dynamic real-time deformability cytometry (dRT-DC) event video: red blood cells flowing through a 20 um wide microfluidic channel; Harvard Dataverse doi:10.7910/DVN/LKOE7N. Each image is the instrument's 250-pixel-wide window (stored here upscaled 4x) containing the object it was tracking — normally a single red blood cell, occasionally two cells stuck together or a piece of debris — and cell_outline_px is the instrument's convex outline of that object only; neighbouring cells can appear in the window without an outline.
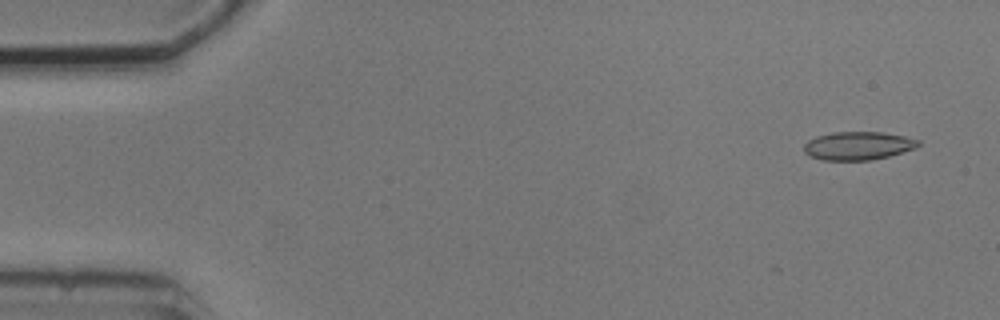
{"species": "common noctule bat (a hibernating species)", "species_latin": "Nyctalus noctula", "temperature_condition": "cold", "stored_images_in_passage": 7, "camera_frame_rate_fps": 3000, "um_per_image_px": 0.085, "animal": {"sex": "male", "body_mass_g": 20.5, "forearm_length_mm": 52.5}, "frame": {"image": 1, "passage_image": 1, "time_ms": 0.0, "image_size_px": [1000, 320], "cell_outline_px": [[920, 144], [916, 148], [888, 156], [872, 160], [820, 160], [808, 156], [804, 152], [804, 144], [808, 140], [816, 136], [832, 132], [884, 132], [904, 136], [920, 140]], "centroid_in_image_um": [72.91, 12.39], "position_along_channel_um": 12.1, "area_um2": 19.02}}
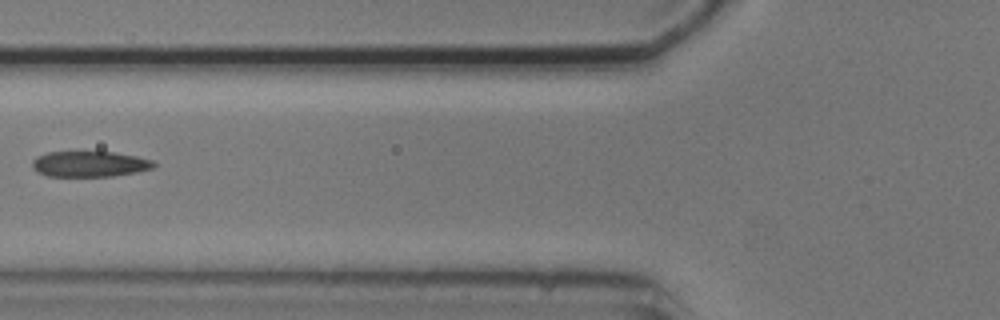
{"frame": {"image": 2, "passage_image": 6, "time_ms": 6.0, "image_size_px": [1000, 320], "cell_outline_px": [[156, 164], [152, 168], [136, 172], [112, 176], [48, 176], [32, 168], [32, 160], [36, 156], [48, 152], [112, 152], [136, 156], [152, 160]], "centroid_in_image_um": [7.6, 13.94], "position_along_channel_um": 118.2, "area_um2": 18.03}}
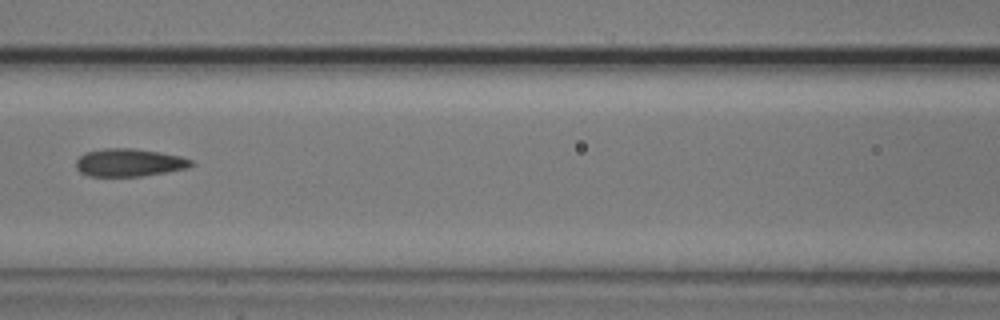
{"frame": {"image": 3, "passage_image": 7, "time_ms": 7.0, "image_size_px": [1000, 320], "cell_outline_px": [[196, 164], [188, 168], [140, 176], [88, 176], [80, 172], [76, 168], [76, 160], [80, 156], [88, 152], [104, 148], [132, 148], [160, 152], [180, 156], [192, 160]], "centroid_in_image_um": [10.99, 13.82], "position_along_channel_um": 155.6, "area_um2": 18.61}}